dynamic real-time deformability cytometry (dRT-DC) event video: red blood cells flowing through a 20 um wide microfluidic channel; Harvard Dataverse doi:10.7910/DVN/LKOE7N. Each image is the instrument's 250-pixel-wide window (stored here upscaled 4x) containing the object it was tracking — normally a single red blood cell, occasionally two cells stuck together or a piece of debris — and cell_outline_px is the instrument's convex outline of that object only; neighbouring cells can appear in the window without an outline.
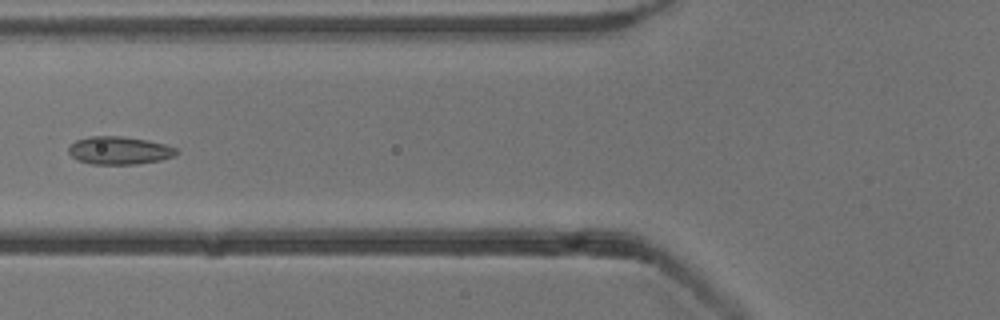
{"species": "common noctule bat (a hibernating species)", "species_latin": "Nyctalus noctula", "temperature_condition": "cold", "stored_images_in_passage": 6, "camera_frame_rate_fps": 3000, "um_per_image_px": 0.085, "animal": {"sex": "male", "body_mass_g": 13.3}, "frame": {"image": 1, "passage_image": 6, "time_ms": 7.0, "image_size_px": [1000, 320], "cell_outline_px": [[180, 152], [176, 156], [160, 160], [136, 164], [92, 164], [76, 160], [68, 152], [68, 148], [76, 140], [92, 136], [120, 136], [148, 140], [164, 144], [176, 148]], "centroid_in_image_um": [10.16, 12.79], "position_along_channel_um": 115.6, "area_um2": 17.57}}